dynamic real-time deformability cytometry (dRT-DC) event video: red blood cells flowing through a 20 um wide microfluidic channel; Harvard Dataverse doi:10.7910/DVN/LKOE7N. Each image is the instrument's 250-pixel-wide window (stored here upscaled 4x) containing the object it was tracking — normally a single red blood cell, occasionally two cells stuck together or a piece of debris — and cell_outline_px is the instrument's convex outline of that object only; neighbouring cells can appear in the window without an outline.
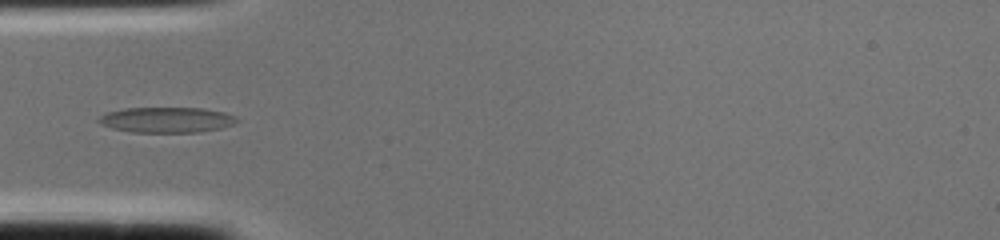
{"species": "common noctule bat (a hibernating species)", "species_latin": "Nyctalus noctula", "temperature_condition": "cold", "stored_images_in_passage": 2, "camera_frame_rate_fps": 3000, "um_per_image_px": 0.085, "animal": {"sex": "female", "body_mass_g": 22.0, "forearm_length_mm": 56.7}, "frame": {"image": 1, "passage_image": 2, "time_ms": 0.333, "image_size_px": [1000, 240], "cell_outline_px": [[240, 120], [236, 124], [220, 128], [200, 132], [132, 132], [112, 128], [100, 124], [96, 120], [104, 112], [124, 108], [204, 108], [224, 112], [236, 116]], "centroid_in_image_um": [14.17, 10.18], "position_along_channel_um": 70.8, "area_um2": 20.75}}